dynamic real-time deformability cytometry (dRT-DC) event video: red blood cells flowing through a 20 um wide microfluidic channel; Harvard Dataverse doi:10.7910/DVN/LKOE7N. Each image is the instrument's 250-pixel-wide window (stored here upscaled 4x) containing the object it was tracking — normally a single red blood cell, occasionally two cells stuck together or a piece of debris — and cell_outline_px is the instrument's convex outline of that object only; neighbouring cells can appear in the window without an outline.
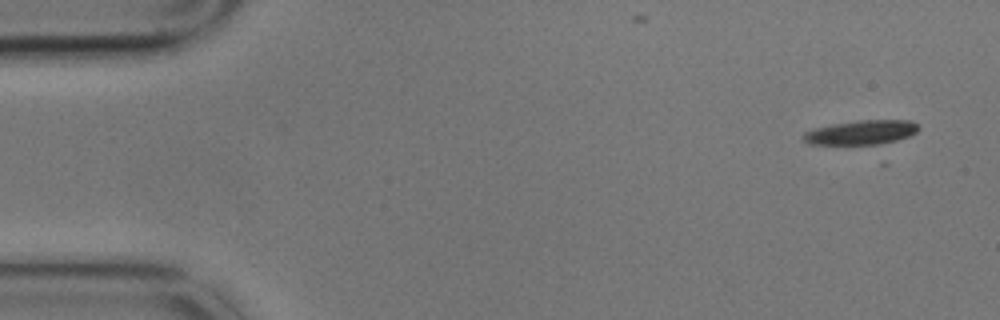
{"species": "common noctule bat (a hibernating species)", "species_latin": "Nyctalus noctula", "temperature_condition": "cold", "stored_images_in_passage": 5, "camera_frame_rate_fps": 3000, "um_per_image_px": 0.085, "animal": {"sex": "male", "body_mass_g": 17.9}, "frame": {"image": 1, "passage_image": 1, "time_ms": 0.0, "image_size_px": [1000, 320], "cell_outline_px": [[920, 128], [916, 132], [908, 136], [896, 140], [880, 144], [808, 144], [800, 136], [804, 132], [812, 128], [832, 124], [860, 120], [912, 120]], "centroid_in_image_um": [73.16, 11.25], "position_along_channel_um": 11.8, "area_um2": 16.36}}
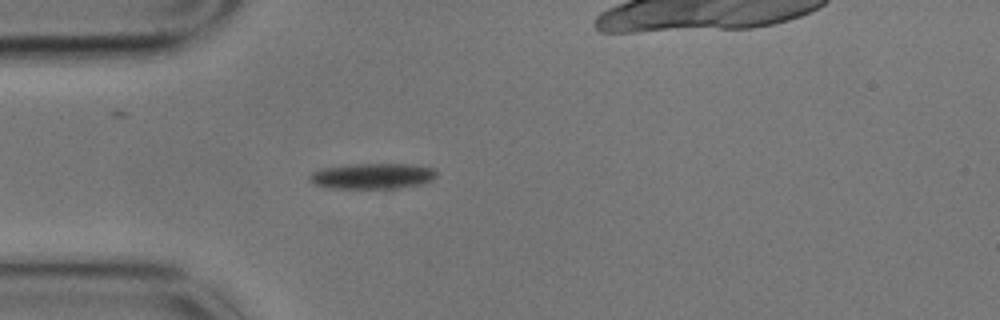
{"frame": {"image": 2, "passage_image": 4, "time_ms": 1.0, "image_size_px": [1000, 320], "cell_outline_px": [[436, 176], [432, 180], [420, 184], [400, 188], [328, 188], [312, 184], [308, 180], [308, 176], [312, 172], [320, 168], [352, 164], [412, 164], [432, 168], [436, 172]], "centroid_in_image_um": [31.6, 14.96], "position_along_channel_um": 53.4, "area_um2": 19.13}}